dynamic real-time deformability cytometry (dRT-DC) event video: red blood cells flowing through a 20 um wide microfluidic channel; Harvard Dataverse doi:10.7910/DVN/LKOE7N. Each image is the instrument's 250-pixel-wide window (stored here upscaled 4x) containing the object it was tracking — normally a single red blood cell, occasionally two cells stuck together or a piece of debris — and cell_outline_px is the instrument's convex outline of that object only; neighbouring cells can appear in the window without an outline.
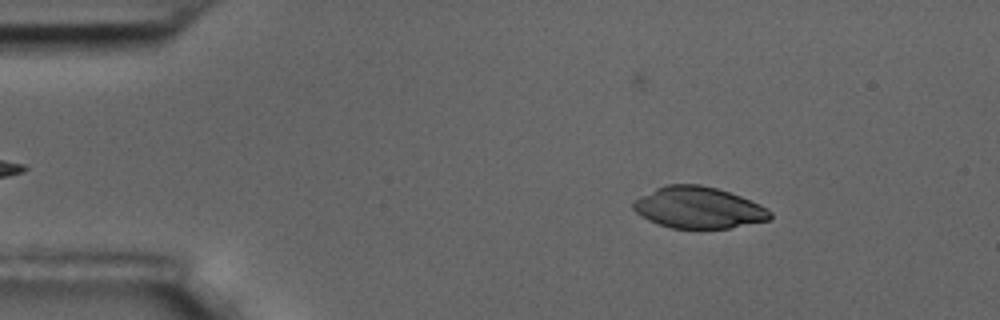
{"species": "common noctule bat (a hibernating species)", "species_latin": "Nyctalus noctula", "temperature_condition": "room temperature", "stored_images_in_passage": 44, "camera_frame_rate_fps": 3000, "um_per_image_px": 0.085, "animal": {"sex": "male", "body_mass_g": 17.5, "forearm_length_mm": 52.3}, "frame": {"image": 1, "passage_image": 1, "time_ms": 0.0, "image_size_px": [1000, 320], "cell_outline_px": [[772, 220], [728, 228], [672, 228], [648, 220], [636, 212], [632, 208], [632, 200], [656, 188], [668, 184], [700, 184], [716, 188], [740, 196], [760, 204], [772, 212]], "centroid_in_image_um": [59.37, 17.65], "position_along_channel_um": 25.6, "area_um2": 33.06}}